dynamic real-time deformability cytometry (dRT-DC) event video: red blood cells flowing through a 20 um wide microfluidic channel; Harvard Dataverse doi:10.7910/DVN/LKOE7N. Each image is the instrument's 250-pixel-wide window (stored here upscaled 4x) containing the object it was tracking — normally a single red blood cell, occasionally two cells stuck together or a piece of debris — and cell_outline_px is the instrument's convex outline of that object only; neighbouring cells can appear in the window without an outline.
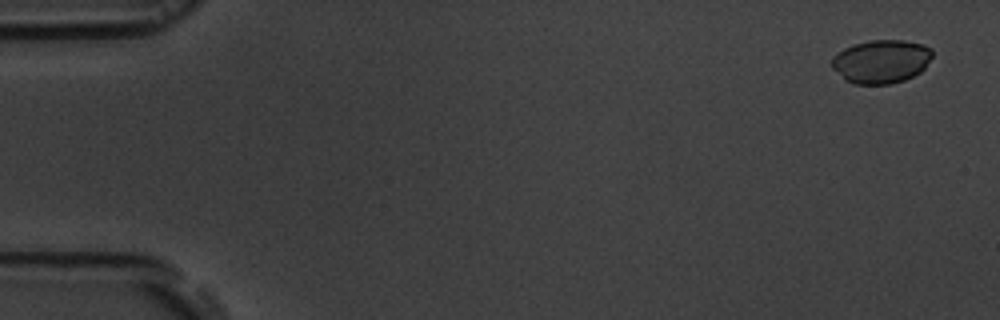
{"species": "common noctule bat (a hibernating species)", "species_latin": "Nyctalus noctula", "temperature_condition": "room temperature", "stored_images_in_passage": 7, "camera_frame_rate_fps": 3000, "um_per_image_px": 0.085, "animal": {"sex": "male", "body_mass_g": 19.5, "forearm_length_mm": 54.6}, "frame": {"image": 1, "passage_image": 1, "time_ms": 0.0, "image_size_px": [1000, 320], "cell_outline_px": [[932, 56], [924, 68], [920, 72], [904, 80], [892, 84], [852, 84], [844, 80], [832, 68], [832, 56], [844, 48], [868, 40], [904, 40], [924, 44], [932, 48]], "centroid_in_image_um": [74.89, 5.22], "position_along_channel_um": 10.1, "area_um2": 25.66}}
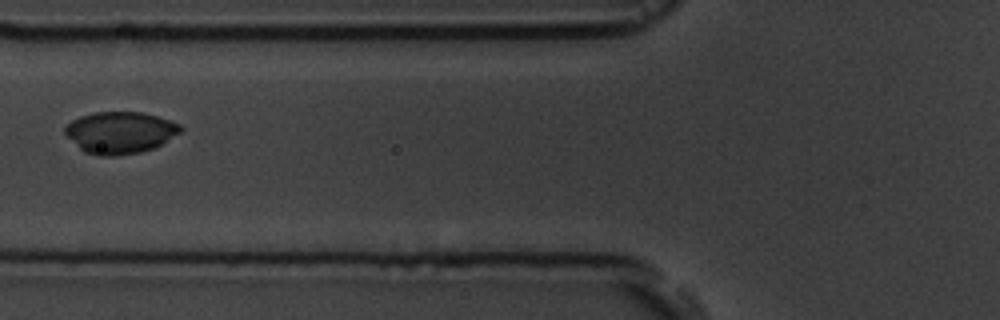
{"frame": {"image": 2, "passage_image": 6, "time_ms": 6.667, "image_size_px": [1000, 320], "cell_outline_px": [[184, 128], [180, 132], [160, 144], [152, 148], [140, 152], [116, 156], [96, 156], [84, 152], [64, 132], [64, 128], [72, 120], [80, 116], [92, 112], [140, 112], [172, 120], [180, 124]], "centroid_in_image_um": [10.2, 11.26], "position_along_channel_um": 115.6, "area_um2": 28.03}}
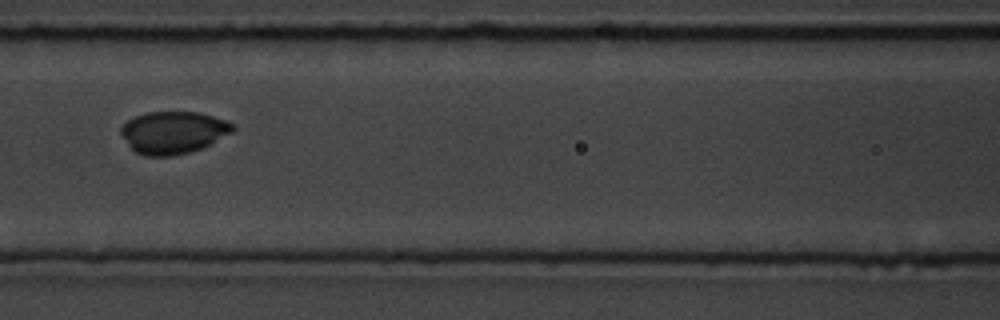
{"frame": {"image": 3, "passage_image": 7, "time_ms": 7.667, "image_size_px": [1000, 320], "cell_outline_px": [[236, 128], [232, 132], [200, 148], [188, 152], [172, 156], [144, 156], [136, 152], [128, 144], [120, 132], [120, 128], [128, 120], [136, 116], [148, 112], [200, 112], [228, 120], [236, 124]], "centroid_in_image_um": [14.75, 11.24], "position_along_channel_um": 151.9, "area_um2": 27.46}}